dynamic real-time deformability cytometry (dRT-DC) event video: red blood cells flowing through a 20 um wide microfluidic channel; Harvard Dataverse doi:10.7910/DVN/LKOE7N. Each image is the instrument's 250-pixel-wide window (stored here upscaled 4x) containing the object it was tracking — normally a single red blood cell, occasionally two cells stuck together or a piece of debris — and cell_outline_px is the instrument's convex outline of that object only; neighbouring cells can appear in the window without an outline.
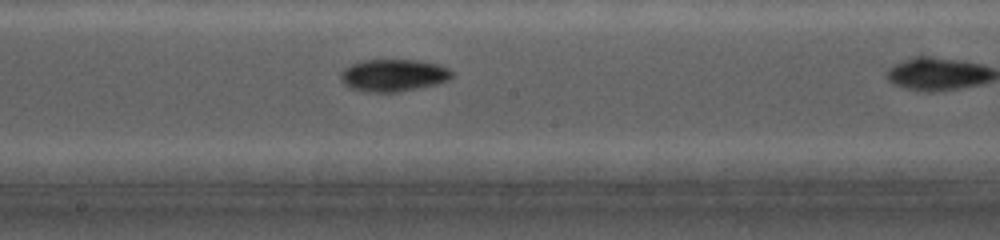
{"species": "common noctule bat (a hibernating species)", "species_latin": "Nyctalus noctula", "temperature_condition": "cold", "stored_images_in_passage": 8, "camera_frame_rate_fps": 5000, "um_per_image_px": 0.085, "animal": {"sex": "female", "body_mass_g": 19.0, "forearm_length_mm": 56.7}, "frame": {"image": 1, "passage_image": 7, "time_ms": 3.2, "image_size_px": [1000, 240], "cell_outline_px": [[452, 76], [448, 80], [436, 84], [400, 92], [368, 92], [352, 88], [344, 84], [340, 80], [340, 72], [344, 68], [352, 64], [364, 60], [420, 60], [452, 68]], "centroid_in_image_um": [33.45, 6.4], "position_along_channel_um": 214.8, "area_um2": 20.98}}